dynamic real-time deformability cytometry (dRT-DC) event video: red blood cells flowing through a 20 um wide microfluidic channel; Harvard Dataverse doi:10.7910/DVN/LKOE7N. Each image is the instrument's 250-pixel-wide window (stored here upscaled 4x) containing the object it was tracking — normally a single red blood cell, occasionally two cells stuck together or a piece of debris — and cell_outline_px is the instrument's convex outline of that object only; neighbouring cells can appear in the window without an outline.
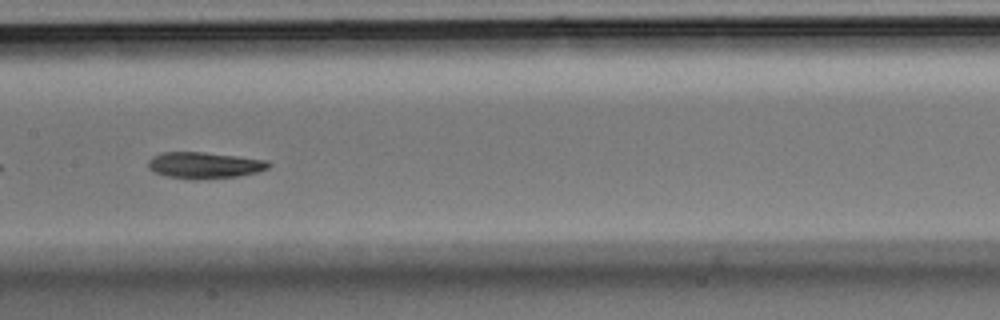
{"species": "Egyptian fruit bat (a non-hibernating species)", "species_latin": "Rousettus aegyptiacus", "temperature_condition": "room temperature", "stored_images_in_passage": 36, "camera_frame_rate_fps": 3000, "um_per_image_px": 0.085, "animal": {"sex": "male"}, "frame": {"image": 1, "passage_image": 11, "time_ms": 3.333, "image_size_px": [1000, 320], "cell_outline_px": [[272, 164], [268, 168], [256, 172], [236, 176], [196, 180], [192, 180], [168, 176], [156, 172], [148, 168], [148, 160], [152, 156], [160, 152], [204, 152], [268, 160]], "centroid_in_image_um": [17.36, 14.04], "position_along_channel_um": 190.0, "area_um2": 18.5}}